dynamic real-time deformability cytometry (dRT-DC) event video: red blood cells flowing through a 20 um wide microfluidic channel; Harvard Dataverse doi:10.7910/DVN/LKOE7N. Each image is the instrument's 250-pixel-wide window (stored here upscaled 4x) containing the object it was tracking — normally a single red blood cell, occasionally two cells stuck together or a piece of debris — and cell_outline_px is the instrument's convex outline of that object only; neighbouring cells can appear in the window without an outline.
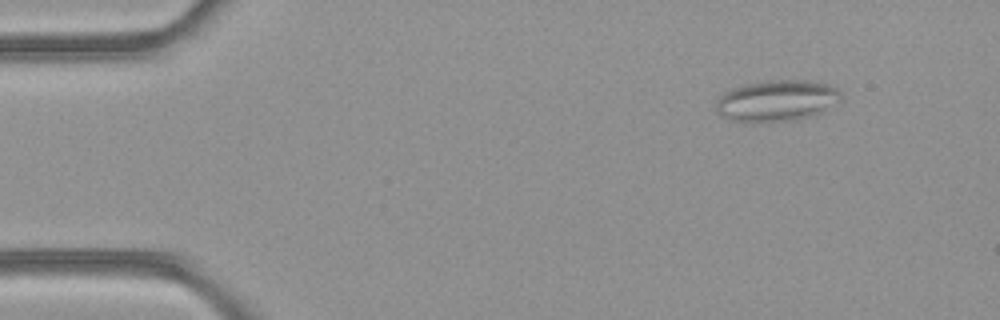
{"species": "common noctule bat (a hibernating species)", "species_latin": "Nyctalus noctula", "temperature_condition": "room temperature", "stored_images_in_passage": 50, "camera_frame_rate_fps": 3000, "um_per_image_px": 0.085, "animal": {"sex": "female", "body_mass_g": 21.9}, "frame": {"image": 1, "passage_image": 5, "time_ms": 1.333, "image_size_px": [1000, 320], "cell_outline_px": [[840, 100], [820, 112], [808, 116], [788, 120], [732, 120], [720, 116], [716, 112], [716, 100], [724, 92], [732, 88], [744, 84], [764, 80], [804, 80], [828, 84], [836, 88], [840, 92]], "centroid_in_image_um": [65.98, 8.51], "position_along_channel_um": 19.0, "area_um2": 29.36}}
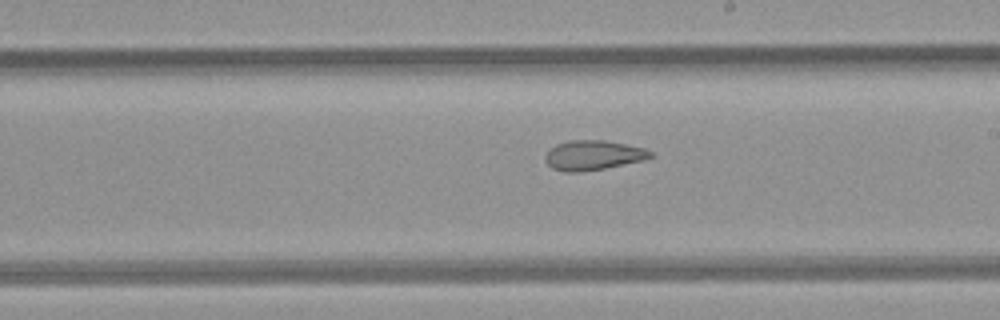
{"frame": {"image": 2, "passage_image": 28, "time_ms": 9.0, "image_size_px": [1000, 320], "cell_outline_px": [[656, 156], [644, 160], [604, 168], [580, 172], [564, 172], [552, 168], [544, 160], [544, 156], [556, 144], [568, 140], [604, 140], [644, 148], [652, 152]], "centroid_in_image_um": [50.42, 13.19], "position_along_channel_um": 238.6, "area_um2": 18.21}}
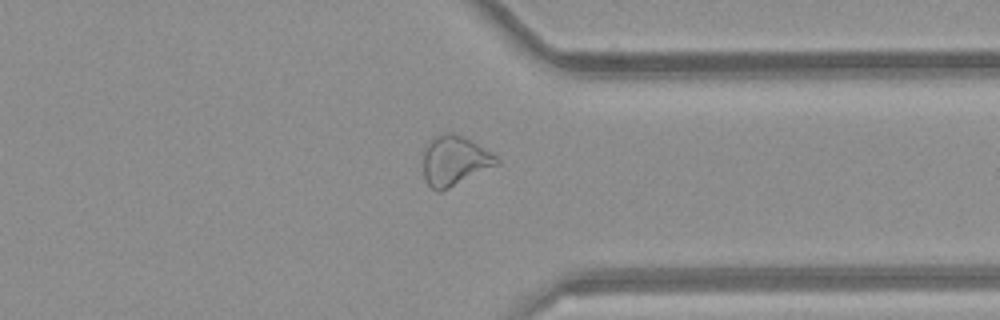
{"frame": {"image": 3, "passage_image": 38, "time_ms": 12.333, "image_size_px": [1000, 320], "cell_outline_px": [[500, 164], [440, 192], [436, 192], [428, 184], [424, 176], [424, 148], [428, 140], [432, 136], [448, 132], [452, 132], [464, 136], [496, 156], [500, 160]], "centroid_in_image_um": [38.62, 13.64], "position_along_channel_um": 372.8, "area_um2": 21.39}}